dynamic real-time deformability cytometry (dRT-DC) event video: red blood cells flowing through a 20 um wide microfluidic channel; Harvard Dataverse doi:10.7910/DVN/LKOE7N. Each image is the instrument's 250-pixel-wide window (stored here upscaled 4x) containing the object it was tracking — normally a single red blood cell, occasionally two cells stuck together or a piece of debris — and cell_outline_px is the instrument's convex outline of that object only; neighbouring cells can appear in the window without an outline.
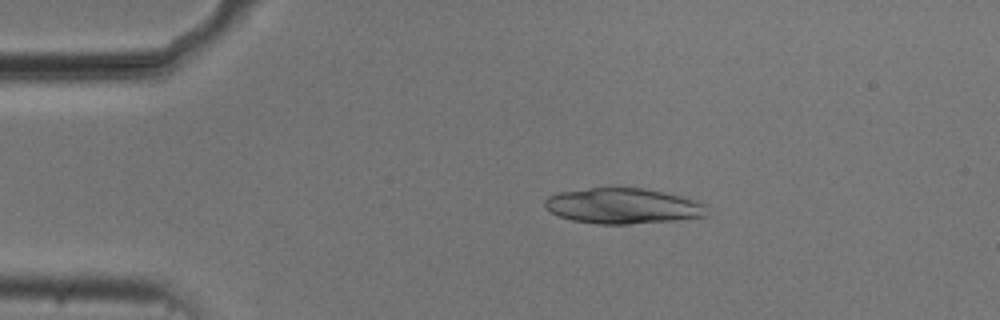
{"species": "common noctule bat (a hibernating species)", "species_latin": "Nyctalus noctula", "temperature_condition": "cold", "stored_images_in_passage": 16, "camera_frame_rate_fps": 3000, "um_per_image_px": 0.085, "animal": {"sex": "male", "body_mass_g": 20.5, "forearm_length_mm": 52.5}, "frame": {"image": 1, "passage_image": 9, "time_ms": 2.667, "image_size_px": [1000, 320], "cell_outline_px": [[708, 216], [672, 220], [628, 224], [596, 224], [572, 220], [560, 216], [544, 208], [544, 200], [548, 196], [560, 192], [588, 188], [644, 188], [664, 192], [696, 200], [708, 204]], "centroid_in_image_um": [52.97, 17.5], "position_along_channel_um": 32.0, "area_um2": 33.64}}